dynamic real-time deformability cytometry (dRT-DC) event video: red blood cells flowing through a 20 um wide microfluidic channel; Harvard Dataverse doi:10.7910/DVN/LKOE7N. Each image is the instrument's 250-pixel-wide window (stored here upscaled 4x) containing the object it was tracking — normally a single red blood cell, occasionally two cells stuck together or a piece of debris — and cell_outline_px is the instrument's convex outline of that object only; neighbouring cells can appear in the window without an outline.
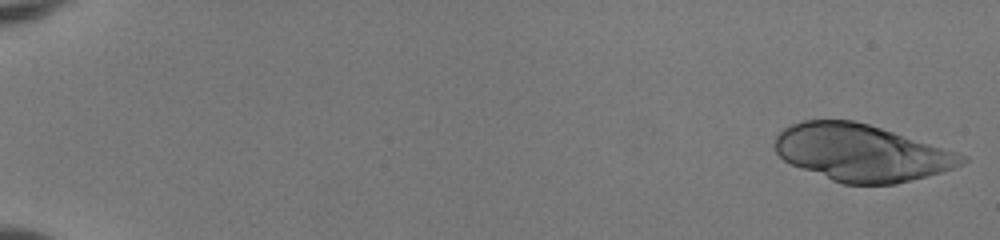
{"species": "human", "species_latin": "Homo sapiens", "temperature_condition": "room temperature", "stored_images_in_passage": 21, "camera_frame_rate_fps": 3000, "um_per_image_px": 0.085, "donor": {"sex": "female"}, "frame": {"image": 1, "passage_image": 1, "time_ms": 0.0, "image_size_px": [1000, 240], "cell_outline_px": [[968, 160], [952, 168], [940, 172], [912, 180], [896, 184], [844, 184], [832, 180], [792, 164], [784, 160], [776, 152], [776, 136], [784, 128], [792, 124], [804, 120], [852, 120], [868, 124], [956, 152], [968, 156]], "centroid_in_image_um": [73.21, 12.98], "position_along_channel_um": 11.8, "area_um2": 61.04}}